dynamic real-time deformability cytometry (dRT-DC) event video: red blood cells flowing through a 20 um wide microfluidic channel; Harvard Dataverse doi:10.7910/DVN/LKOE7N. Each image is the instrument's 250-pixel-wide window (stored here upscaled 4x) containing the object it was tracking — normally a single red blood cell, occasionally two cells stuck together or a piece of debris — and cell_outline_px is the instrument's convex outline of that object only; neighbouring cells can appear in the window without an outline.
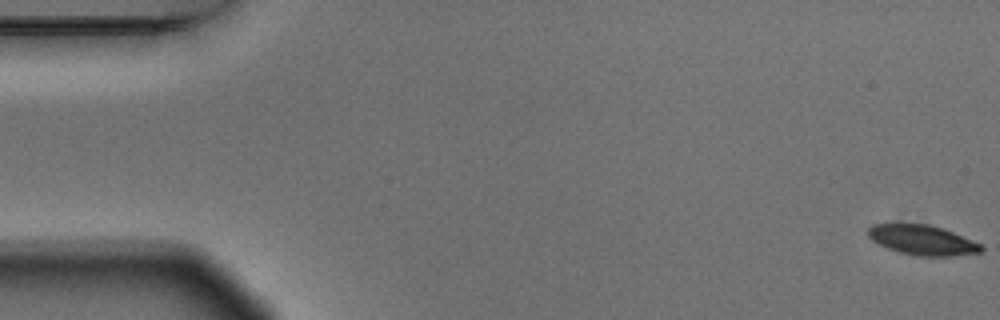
{"species": "Egyptian fruit bat (a non-hibernating species)", "species_latin": "Rousettus aegyptiacus", "temperature_condition": "warm", "stored_images_in_passage": 7, "camera_frame_rate_fps": 3000, "um_per_image_px": 0.085, "animal": {"sex": "male"}, "frame": {"image": 1, "passage_image": 1, "time_ms": 0.0, "image_size_px": [1000, 320], "cell_outline_px": [[984, 248], [980, 252], [952, 256], [916, 256], [900, 252], [888, 248], [872, 240], [868, 236], [868, 228], [872, 224], [888, 220], [892, 220], [928, 224], [944, 228], [980, 244]], "centroid_in_image_um": [78.3, 20.34], "position_along_channel_um": 6.7, "area_um2": 20.4}}
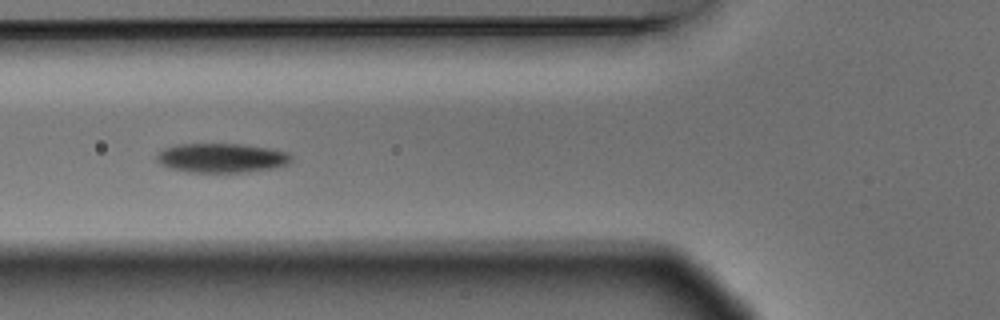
{"frame": {"image": 2, "passage_image": 6, "time_ms": 1.667, "image_size_px": [1000, 320], "cell_outline_px": [[292, 160], [284, 164], [272, 168], [248, 172], [188, 172], [168, 168], [160, 164], [156, 160], [156, 156], [164, 148], [176, 144], [240, 144], [268, 148], [288, 152], [292, 156]], "centroid_in_image_um": [18.79, 13.42], "position_along_channel_um": 107.0, "area_um2": 22.95}}
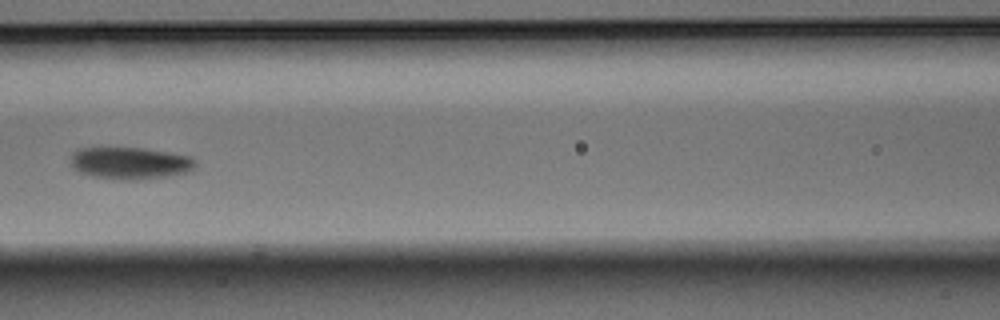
{"frame": {"image": 3, "passage_image": 7, "time_ms": 2.0, "image_size_px": [1000, 320], "cell_outline_px": [[196, 168], [192, 172], [164, 176], [128, 180], [92, 176], [80, 172], [72, 168], [72, 152], [80, 148], [144, 148], [192, 156], [196, 160]], "centroid_in_image_um": [11.11, 13.85], "position_along_channel_um": 155.5, "area_um2": 23.24}}